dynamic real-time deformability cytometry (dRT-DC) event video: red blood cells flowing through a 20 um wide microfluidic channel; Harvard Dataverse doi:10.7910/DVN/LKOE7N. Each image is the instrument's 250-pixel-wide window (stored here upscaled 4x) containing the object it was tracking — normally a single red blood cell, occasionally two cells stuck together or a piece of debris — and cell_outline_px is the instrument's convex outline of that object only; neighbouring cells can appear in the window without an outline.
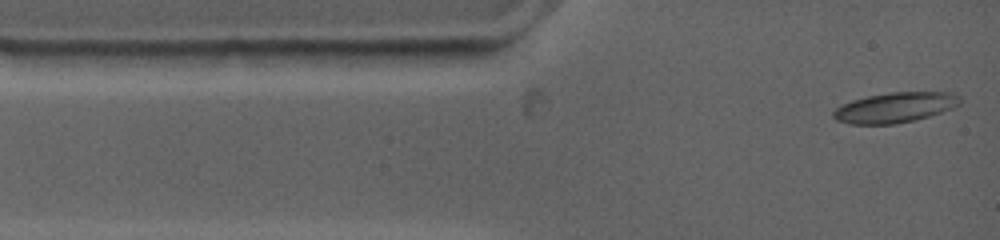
{"species": "common noctule bat (a hibernating species)", "species_latin": "Nyctalus noctula", "temperature_condition": "warm", "stored_images_in_passage": 5, "camera_frame_rate_fps": 4500, "um_per_image_px": 0.085, "animal": {"sex": "female", "body_mass_g": 19.0, "forearm_length_mm": 53.3}, "frame": {"image": 1, "passage_image": 1, "time_ms": 0.0, "image_size_px": [1000, 240], "cell_outline_px": [[960, 104], [952, 108], [928, 116], [912, 120], [892, 124], [848, 124], [836, 120], [832, 116], [832, 112], [836, 108], [852, 100], [868, 96], [892, 92], [948, 92], [960, 96]], "centroid_in_image_um": [76.05, 9.13], "position_along_channel_um": 9.0, "area_um2": 22.02}}
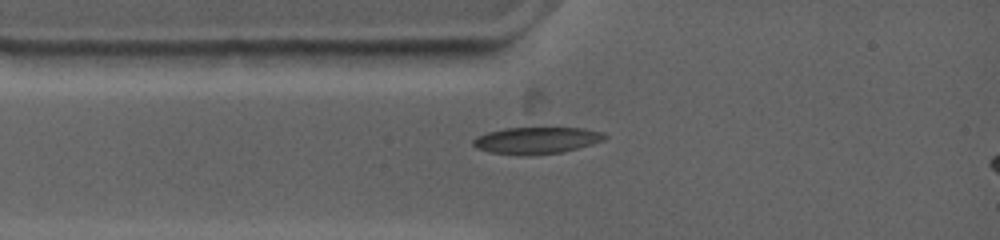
{"frame": {"image": 2, "passage_image": 3, "time_ms": 1.778, "image_size_px": [1000, 240], "cell_outline_px": [[608, 136], [604, 140], [592, 144], [560, 152], [528, 156], [492, 152], [476, 148], [472, 144], [472, 140], [476, 136], [488, 132], [504, 128], [584, 128], [604, 132]], "centroid_in_image_um": [45.6, 11.93], "position_along_channel_um": 39.4, "area_um2": 20.46}}
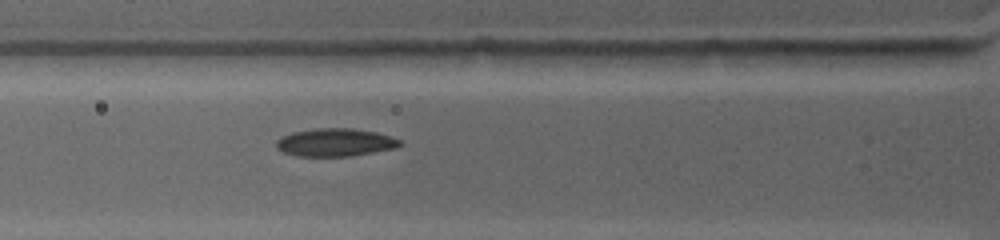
{"frame": {"image": 3, "passage_image": 5, "time_ms": 3.333, "image_size_px": [1000, 240], "cell_outline_px": [[400, 144], [392, 148], [372, 152], [348, 156], [296, 156], [284, 152], [276, 148], [276, 140], [280, 136], [292, 132], [316, 128], [352, 128], [376, 132], [400, 140]], "centroid_in_image_um": [28.4, 12.09], "position_along_channel_um": 97.4, "area_um2": 19.88}}